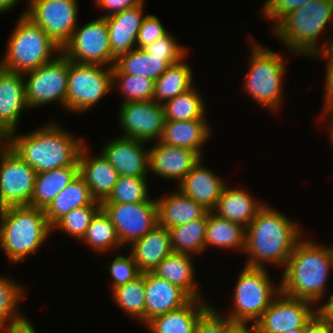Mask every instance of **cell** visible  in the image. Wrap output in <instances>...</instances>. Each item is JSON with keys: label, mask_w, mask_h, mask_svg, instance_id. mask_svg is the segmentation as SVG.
Masks as SVG:
<instances>
[{"label": "cell", "mask_w": 333, "mask_h": 333, "mask_svg": "<svg viewBox=\"0 0 333 333\" xmlns=\"http://www.w3.org/2000/svg\"><path fill=\"white\" fill-rule=\"evenodd\" d=\"M303 229L298 220L265 203L246 227L243 253L248 259L244 266L267 268L271 265L284 270L293 248L304 237L306 230Z\"/></svg>", "instance_id": "1"}, {"label": "cell", "mask_w": 333, "mask_h": 333, "mask_svg": "<svg viewBox=\"0 0 333 333\" xmlns=\"http://www.w3.org/2000/svg\"><path fill=\"white\" fill-rule=\"evenodd\" d=\"M46 123L25 134L13 131L5 138V143L37 174L61 167L79 166L80 151L87 143L85 138L66 130L58 121Z\"/></svg>", "instance_id": "2"}, {"label": "cell", "mask_w": 333, "mask_h": 333, "mask_svg": "<svg viewBox=\"0 0 333 333\" xmlns=\"http://www.w3.org/2000/svg\"><path fill=\"white\" fill-rule=\"evenodd\" d=\"M305 237L293 248L283 274L279 275L281 292L312 302L320 309L324 305L322 300L329 294L327 284L333 273L332 253L330 245Z\"/></svg>", "instance_id": "3"}, {"label": "cell", "mask_w": 333, "mask_h": 333, "mask_svg": "<svg viewBox=\"0 0 333 333\" xmlns=\"http://www.w3.org/2000/svg\"><path fill=\"white\" fill-rule=\"evenodd\" d=\"M327 25L333 31V0H312L282 18L272 28V35L282 42L288 56L294 54L311 60L333 40L330 32L320 42V35L325 28L327 31Z\"/></svg>", "instance_id": "4"}, {"label": "cell", "mask_w": 333, "mask_h": 333, "mask_svg": "<svg viewBox=\"0 0 333 333\" xmlns=\"http://www.w3.org/2000/svg\"><path fill=\"white\" fill-rule=\"evenodd\" d=\"M51 234L52 228L42 208L12 206L0 209V248L13 265L37 254Z\"/></svg>", "instance_id": "5"}, {"label": "cell", "mask_w": 333, "mask_h": 333, "mask_svg": "<svg viewBox=\"0 0 333 333\" xmlns=\"http://www.w3.org/2000/svg\"><path fill=\"white\" fill-rule=\"evenodd\" d=\"M249 40L250 59L248 58V69L242 89L261 108L275 114L281 111L279 106L285 99L282 93L285 81L283 78L286 75L288 59L283 55V51L281 54L253 38Z\"/></svg>", "instance_id": "6"}, {"label": "cell", "mask_w": 333, "mask_h": 333, "mask_svg": "<svg viewBox=\"0 0 333 333\" xmlns=\"http://www.w3.org/2000/svg\"><path fill=\"white\" fill-rule=\"evenodd\" d=\"M15 24L0 58V67L4 70L25 73L61 54V48L25 15L19 16Z\"/></svg>", "instance_id": "7"}, {"label": "cell", "mask_w": 333, "mask_h": 333, "mask_svg": "<svg viewBox=\"0 0 333 333\" xmlns=\"http://www.w3.org/2000/svg\"><path fill=\"white\" fill-rule=\"evenodd\" d=\"M267 268L244 266L233 289L232 309L224 316L232 321L256 323L272 300L281 292L280 280L275 284ZM277 285V286H276Z\"/></svg>", "instance_id": "8"}, {"label": "cell", "mask_w": 333, "mask_h": 333, "mask_svg": "<svg viewBox=\"0 0 333 333\" xmlns=\"http://www.w3.org/2000/svg\"><path fill=\"white\" fill-rule=\"evenodd\" d=\"M112 67L69 60L66 111L82 114L112 91Z\"/></svg>", "instance_id": "9"}, {"label": "cell", "mask_w": 333, "mask_h": 333, "mask_svg": "<svg viewBox=\"0 0 333 333\" xmlns=\"http://www.w3.org/2000/svg\"><path fill=\"white\" fill-rule=\"evenodd\" d=\"M68 74L69 59L62 53L53 61L23 73L29 109L58 104L65 110Z\"/></svg>", "instance_id": "10"}, {"label": "cell", "mask_w": 333, "mask_h": 333, "mask_svg": "<svg viewBox=\"0 0 333 333\" xmlns=\"http://www.w3.org/2000/svg\"><path fill=\"white\" fill-rule=\"evenodd\" d=\"M25 15L57 44L59 48L70 40L80 23L78 0H29Z\"/></svg>", "instance_id": "11"}, {"label": "cell", "mask_w": 333, "mask_h": 333, "mask_svg": "<svg viewBox=\"0 0 333 333\" xmlns=\"http://www.w3.org/2000/svg\"><path fill=\"white\" fill-rule=\"evenodd\" d=\"M61 53L76 63L113 67L116 58L110 48L106 19L98 17L78 24Z\"/></svg>", "instance_id": "12"}, {"label": "cell", "mask_w": 333, "mask_h": 333, "mask_svg": "<svg viewBox=\"0 0 333 333\" xmlns=\"http://www.w3.org/2000/svg\"><path fill=\"white\" fill-rule=\"evenodd\" d=\"M37 172L10 147H0V209L29 206Z\"/></svg>", "instance_id": "13"}, {"label": "cell", "mask_w": 333, "mask_h": 333, "mask_svg": "<svg viewBox=\"0 0 333 333\" xmlns=\"http://www.w3.org/2000/svg\"><path fill=\"white\" fill-rule=\"evenodd\" d=\"M101 208L110 217L125 248L158 225L157 200L153 197L137 203H101Z\"/></svg>", "instance_id": "14"}, {"label": "cell", "mask_w": 333, "mask_h": 333, "mask_svg": "<svg viewBox=\"0 0 333 333\" xmlns=\"http://www.w3.org/2000/svg\"><path fill=\"white\" fill-rule=\"evenodd\" d=\"M118 122L123 131L121 137L153 143L159 141L165 119L163 104L154 100L120 103Z\"/></svg>", "instance_id": "15"}, {"label": "cell", "mask_w": 333, "mask_h": 333, "mask_svg": "<svg viewBox=\"0 0 333 333\" xmlns=\"http://www.w3.org/2000/svg\"><path fill=\"white\" fill-rule=\"evenodd\" d=\"M318 311L312 302L292 298L280 292L256 322L258 333H282L307 327Z\"/></svg>", "instance_id": "16"}, {"label": "cell", "mask_w": 333, "mask_h": 333, "mask_svg": "<svg viewBox=\"0 0 333 333\" xmlns=\"http://www.w3.org/2000/svg\"><path fill=\"white\" fill-rule=\"evenodd\" d=\"M107 141L102 145L100 153L112 164L119 176L148 177L147 144L150 143L121 136Z\"/></svg>", "instance_id": "17"}, {"label": "cell", "mask_w": 333, "mask_h": 333, "mask_svg": "<svg viewBox=\"0 0 333 333\" xmlns=\"http://www.w3.org/2000/svg\"><path fill=\"white\" fill-rule=\"evenodd\" d=\"M202 157L194 150L155 141L149 147V172L178 184Z\"/></svg>", "instance_id": "18"}, {"label": "cell", "mask_w": 333, "mask_h": 333, "mask_svg": "<svg viewBox=\"0 0 333 333\" xmlns=\"http://www.w3.org/2000/svg\"><path fill=\"white\" fill-rule=\"evenodd\" d=\"M29 107L25 97L23 73L11 72L0 67V137L6 138L19 130L23 111Z\"/></svg>", "instance_id": "19"}, {"label": "cell", "mask_w": 333, "mask_h": 333, "mask_svg": "<svg viewBox=\"0 0 333 333\" xmlns=\"http://www.w3.org/2000/svg\"><path fill=\"white\" fill-rule=\"evenodd\" d=\"M204 165V166H203ZM228 183L200 159L176 187L184 195L212 211Z\"/></svg>", "instance_id": "20"}, {"label": "cell", "mask_w": 333, "mask_h": 333, "mask_svg": "<svg viewBox=\"0 0 333 333\" xmlns=\"http://www.w3.org/2000/svg\"><path fill=\"white\" fill-rule=\"evenodd\" d=\"M86 143L79 154V174L85 180L93 198L102 203L112 193L119 174L112 164L99 152L90 153Z\"/></svg>", "instance_id": "21"}, {"label": "cell", "mask_w": 333, "mask_h": 333, "mask_svg": "<svg viewBox=\"0 0 333 333\" xmlns=\"http://www.w3.org/2000/svg\"><path fill=\"white\" fill-rule=\"evenodd\" d=\"M145 324L152 318L177 310L192 298L180 287L152 272L144 273Z\"/></svg>", "instance_id": "22"}, {"label": "cell", "mask_w": 333, "mask_h": 333, "mask_svg": "<svg viewBox=\"0 0 333 333\" xmlns=\"http://www.w3.org/2000/svg\"><path fill=\"white\" fill-rule=\"evenodd\" d=\"M145 1L137 6L106 17L112 55L118 56L136 49V40L144 18Z\"/></svg>", "instance_id": "23"}, {"label": "cell", "mask_w": 333, "mask_h": 333, "mask_svg": "<svg viewBox=\"0 0 333 333\" xmlns=\"http://www.w3.org/2000/svg\"><path fill=\"white\" fill-rule=\"evenodd\" d=\"M126 251L132 255L141 273L152 272L173 252L170 231L158 224L142 238L133 241Z\"/></svg>", "instance_id": "24"}, {"label": "cell", "mask_w": 333, "mask_h": 333, "mask_svg": "<svg viewBox=\"0 0 333 333\" xmlns=\"http://www.w3.org/2000/svg\"><path fill=\"white\" fill-rule=\"evenodd\" d=\"M255 198L243 187L227 184L212 212L246 228L265 205V202L257 201Z\"/></svg>", "instance_id": "25"}, {"label": "cell", "mask_w": 333, "mask_h": 333, "mask_svg": "<svg viewBox=\"0 0 333 333\" xmlns=\"http://www.w3.org/2000/svg\"><path fill=\"white\" fill-rule=\"evenodd\" d=\"M211 306L207 299H191L183 307L158 315L144 326L149 333H194L198 320Z\"/></svg>", "instance_id": "26"}, {"label": "cell", "mask_w": 333, "mask_h": 333, "mask_svg": "<svg viewBox=\"0 0 333 333\" xmlns=\"http://www.w3.org/2000/svg\"><path fill=\"white\" fill-rule=\"evenodd\" d=\"M212 133L208 119L166 121L159 141L169 146L194 150L203 158V145L209 141Z\"/></svg>", "instance_id": "27"}, {"label": "cell", "mask_w": 333, "mask_h": 333, "mask_svg": "<svg viewBox=\"0 0 333 333\" xmlns=\"http://www.w3.org/2000/svg\"><path fill=\"white\" fill-rule=\"evenodd\" d=\"M193 257L186 253L172 252L156 266L152 273L180 287L192 299H206L203 292L201 294V285L198 284L197 277H195Z\"/></svg>", "instance_id": "28"}, {"label": "cell", "mask_w": 333, "mask_h": 333, "mask_svg": "<svg viewBox=\"0 0 333 333\" xmlns=\"http://www.w3.org/2000/svg\"><path fill=\"white\" fill-rule=\"evenodd\" d=\"M171 194H163L156 198L158 206V224L165 228H173L202 218L208 210L193 199L184 195L174 187Z\"/></svg>", "instance_id": "29"}, {"label": "cell", "mask_w": 333, "mask_h": 333, "mask_svg": "<svg viewBox=\"0 0 333 333\" xmlns=\"http://www.w3.org/2000/svg\"><path fill=\"white\" fill-rule=\"evenodd\" d=\"M96 200L91 195L83 177H77L62 191H60L52 202L44 209L47 222L52 228L63 216L71 210L91 205Z\"/></svg>", "instance_id": "30"}, {"label": "cell", "mask_w": 333, "mask_h": 333, "mask_svg": "<svg viewBox=\"0 0 333 333\" xmlns=\"http://www.w3.org/2000/svg\"><path fill=\"white\" fill-rule=\"evenodd\" d=\"M245 236L246 228L244 226L208 211L205 251L208 248L215 247L243 253L245 250Z\"/></svg>", "instance_id": "31"}, {"label": "cell", "mask_w": 333, "mask_h": 333, "mask_svg": "<svg viewBox=\"0 0 333 333\" xmlns=\"http://www.w3.org/2000/svg\"><path fill=\"white\" fill-rule=\"evenodd\" d=\"M169 67L164 56L151 55L145 49L136 48L116 58L112 74L146 76L156 80Z\"/></svg>", "instance_id": "32"}, {"label": "cell", "mask_w": 333, "mask_h": 333, "mask_svg": "<svg viewBox=\"0 0 333 333\" xmlns=\"http://www.w3.org/2000/svg\"><path fill=\"white\" fill-rule=\"evenodd\" d=\"M78 174L79 166L61 167L38 173L29 206L45 209Z\"/></svg>", "instance_id": "33"}, {"label": "cell", "mask_w": 333, "mask_h": 333, "mask_svg": "<svg viewBox=\"0 0 333 333\" xmlns=\"http://www.w3.org/2000/svg\"><path fill=\"white\" fill-rule=\"evenodd\" d=\"M187 58L170 65V67L155 80L153 100L164 104L166 101L180 95L195 85L193 71L186 62Z\"/></svg>", "instance_id": "34"}, {"label": "cell", "mask_w": 333, "mask_h": 333, "mask_svg": "<svg viewBox=\"0 0 333 333\" xmlns=\"http://www.w3.org/2000/svg\"><path fill=\"white\" fill-rule=\"evenodd\" d=\"M85 247L92 249L94 254H107L110 251H118L125 248L121 245L116 234L115 226L112 224L110 217L101 208L92 218L91 224L86 230L85 235L80 242Z\"/></svg>", "instance_id": "35"}, {"label": "cell", "mask_w": 333, "mask_h": 333, "mask_svg": "<svg viewBox=\"0 0 333 333\" xmlns=\"http://www.w3.org/2000/svg\"><path fill=\"white\" fill-rule=\"evenodd\" d=\"M208 212L199 219L170 228L171 248L175 253H186L196 257L205 253V234Z\"/></svg>", "instance_id": "36"}, {"label": "cell", "mask_w": 333, "mask_h": 333, "mask_svg": "<svg viewBox=\"0 0 333 333\" xmlns=\"http://www.w3.org/2000/svg\"><path fill=\"white\" fill-rule=\"evenodd\" d=\"M200 90L194 85L186 92L163 104L166 121L208 119L207 106ZM207 112V113H206Z\"/></svg>", "instance_id": "37"}, {"label": "cell", "mask_w": 333, "mask_h": 333, "mask_svg": "<svg viewBox=\"0 0 333 333\" xmlns=\"http://www.w3.org/2000/svg\"><path fill=\"white\" fill-rule=\"evenodd\" d=\"M111 299L125 314L145 325L144 273L125 285L110 290Z\"/></svg>", "instance_id": "38"}, {"label": "cell", "mask_w": 333, "mask_h": 333, "mask_svg": "<svg viewBox=\"0 0 333 333\" xmlns=\"http://www.w3.org/2000/svg\"><path fill=\"white\" fill-rule=\"evenodd\" d=\"M6 274H0V328L22 320L24 313L19 311L20 302L26 296V286L14 281ZM19 304V305H18Z\"/></svg>", "instance_id": "39"}, {"label": "cell", "mask_w": 333, "mask_h": 333, "mask_svg": "<svg viewBox=\"0 0 333 333\" xmlns=\"http://www.w3.org/2000/svg\"><path fill=\"white\" fill-rule=\"evenodd\" d=\"M155 80L146 76L112 74V90L122 95L121 103L153 100Z\"/></svg>", "instance_id": "40"}, {"label": "cell", "mask_w": 333, "mask_h": 333, "mask_svg": "<svg viewBox=\"0 0 333 333\" xmlns=\"http://www.w3.org/2000/svg\"><path fill=\"white\" fill-rule=\"evenodd\" d=\"M101 209V203L95 201L93 204L75 208L63 216L53 227L55 231H61L65 236L80 241L91 224L92 218Z\"/></svg>", "instance_id": "41"}, {"label": "cell", "mask_w": 333, "mask_h": 333, "mask_svg": "<svg viewBox=\"0 0 333 333\" xmlns=\"http://www.w3.org/2000/svg\"><path fill=\"white\" fill-rule=\"evenodd\" d=\"M148 177L119 176L109 197L102 203H137L151 198Z\"/></svg>", "instance_id": "42"}, {"label": "cell", "mask_w": 333, "mask_h": 333, "mask_svg": "<svg viewBox=\"0 0 333 333\" xmlns=\"http://www.w3.org/2000/svg\"><path fill=\"white\" fill-rule=\"evenodd\" d=\"M107 267L111 279L107 284L110 290L125 285L142 274L130 253L118 254Z\"/></svg>", "instance_id": "43"}, {"label": "cell", "mask_w": 333, "mask_h": 333, "mask_svg": "<svg viewBox=\"0 0 333 333\" xmlns=\"http://www.w3.org/2000/svg\"><path fill=\"white\" fill-rule=\"evenodd\" d=\"M179 42L171 32H168L144 49L151 55L164 56V60L173 65L190 54V52L188 53V47L183 46Z\"/></svg>", "instance_id": "44"}, {"label": "cell", "mask_w": 333, "mask_h": 333, "mask_svg": "<svg viewBox=\"0 0 333 333\" xmlns=\"http://www.w3.org/2000/svg\"><path fill=\"white\" fill-rule=\"evenodd\" d=\"M263 6L260 8L261 17L274 23L271 29L287 14L293 10L302 7L312 0H264Z\"/></svg>", "instance_id": "45"}, {"label": "cell", "mask_w": 333, "mask_h": 333, "mask_svg": "<svg viewBox=\"0 0 333 333\" xmlns=\"http://www.w3.org/2000/svg\"><path fill=\"white\" fill-rule=\"evenodd\" d=\"M168 32L158 16L147 14L138 32L136 48L144 49L146 46L165 36Z\"/></svg>", "instance_id": "46"}, {"label": "cell", "mask_w": 333, "mask_h": 333, "mask_svg": "<svg viewBox=\"0 0 333 333\" xmlns=\"http://www.w3.org/2000/svg\"><path fill=\"white\" fill-rule=\"evenodd\" d=\"M213 305L200 317L194 333H226L227 317Z\"/></svg>", "instance_id": "47"}, {"label": "cell", "mask_w": 333, "mask_h": 333, "mask_svg": "<svg viewBox=\"0 0 333 333\" xmlns=\"http://www.w3.org/2000/svg\"><path fill=\"white\" fill-rule=\"evenodd\" d=\"M313 58L323 61H327L326 71H325V88L323 92V105L322 109L333 105V40H331L328 45L316 54Z\"/></svg>", "instance_id": "48"}, {"label": "cell", "mask_w": 333, "mask_h": 333, "mask_svg": "<svg viewBox=\"0 0 333 333\" xmlns=\"http://www.w3.org/2000/svg\"><path fill=\"white\" fill-rule=\"evenodd\" d=\"M143 2L144 0H95L94 4H96L97 9L104 10V14L99 17L106 18Z\"/></svg>", "instance_id": "49"}, {"label": "cell", "mask_w": 333, "mask_h": 333, "mask_svg": "<svg viewBox=\"0 0 333 333\" xmlns=\"http://www.w3.org/2000/svg\"><path fill=\"white\" fill-rule=\"evenodd\" d=\"M305 333H333V324L318 311L308 322Z\"/></svg>", "instance_id": "50"}, {"label": "cell", "mask_w": 333, "mask_h": 333, "mask_svg": "<svg viewBox=\"0 0 333 333\" xmlns=\"http://www.w3.org/2000/svg\"><path fill=\"white\" fill-rule=\"evenodd\" d=\"M29 319L25 316L22 320L14 324L0 328V333H38L37 328L33 326L32 321Z\"/></svg>", "instance_id": "51"}, {"label": "cell", "mask_w": 333, "mask_h": 333, "mask_svg": "<svg viewBox=\"0 0 333 333\" xmlns=\"http://www.w3.org/2000/svg\"><path fill=\"white\" fill-rule=\"evenodd\" d=\"M226 333H258V328L254 322L232 321L227 317Z\"/></svg>", "instance_id": "52"}, {"label": "cell", "mask_w": 333, "mask_h": 333, "mask_svg": "<svg viewBox=\"0 0 333 333\" xmlns=\"http://www.w3.org/2000/svg\"><path fill=\"white\" fill-rule=\"evenodd\" d=\"M322 113L320 114L321 118L320 120L323 119V121L325 122L327 120V133L329 134V142L330 145L333 146V105L327 106L325 108L322 109ZM333 148V147H332Z\"/></svg>", "instance_id": "53"}, {"label": "cell", "mask_w": 333, "mask_h": 333, "mask_svg": "<svg viewBox=\"0 0 333 333\" xmlns=\"http://www.w3.org/2000/svg\"><path fill=\"white\" fill-rule=\"evenodd\" d=\"M320 312L333 324V293L324 300V305L319 309Z\"/></svg>", "instance_id": "54"}, {"label": "cell", "mask_w": 333, "mask_h": 333, "mask_svg": "<svg viewBox=\"0 0 333 333\" xmlns=\"http://www.w3.org/2000/svg\"><path fill=\"white\" fill-rule=\"evenodd\" d=\"M20 0H0V14L8 13L13 11V8L19 4Z\"/></svg>", "instance_id": "55"}, {"label": "cell", "mask_w": 333, "mask_h": 333, "mask_svg": "<svg viewBox=\"0 0 333 333\" xmlns=\"http://www.w3.org/2000/svg\"><path fill=\"white\" fill-rule=\"evenodd\" d=\"M306 331V327H300V328H295V329H291L288 331H284L282 333H305Z\"/></svg>", "instance_id": "56"}, {"label": "cell", "mask_w": 333, "mask_h": 333, "mask_svg": "<svg viewBox=\"0 0 333 333\" xmlns=\"http://www.w3.org/2000/svg\"><path fill=\"white\" fill-rule=\"evenodd\" d=\"M5 143V139L0 137V147Z\"/></svg>", "instance_id": "57"}, {"label": "cell", "mask_w": 333, "mask_h": 333, "mask_svg": "<svg viewBox=\"0 0 333 333\" xmlns=\"http://www.w3.org/2000/svg\"><path fill=\"white\" fill-rule=\"evenodd\" d=\"M331 253H332V261H333V246H330Z\"/></svg>", "instance_id": "58"}]
</instances>
